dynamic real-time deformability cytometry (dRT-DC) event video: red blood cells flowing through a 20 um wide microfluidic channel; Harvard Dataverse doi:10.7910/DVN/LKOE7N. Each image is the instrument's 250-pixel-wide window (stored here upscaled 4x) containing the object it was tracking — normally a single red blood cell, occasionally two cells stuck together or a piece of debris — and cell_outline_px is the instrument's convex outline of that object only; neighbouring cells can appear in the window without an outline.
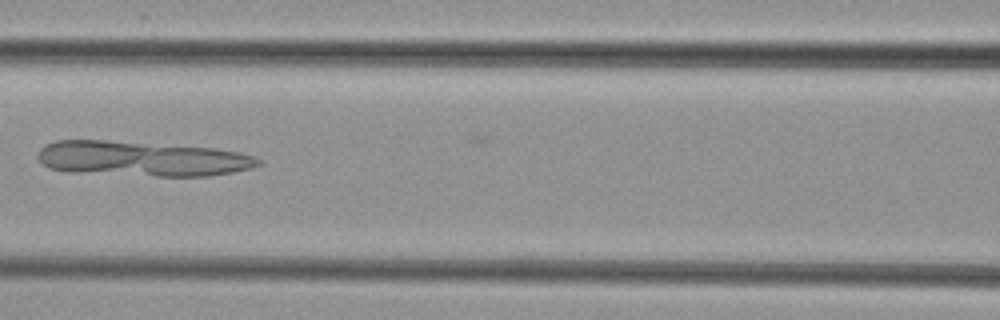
{"species": "common noctule bat (a hibernating species)", "species_latin": "Nyctalus noctula", "temperature_condition": "cold", "stored_images_in_passage": 8, "camera_frame_rate_fps": 3000, "um_per_image_px": 0.085, "animal": {"sex": "female", "body_mass_g": 29.2, "forearm_length_mm": 56.3}, "frame": {"image": 1, "passage_image": 7, "time_ms": 7.0, "image_size_px": [1000, 320], "cell_outline_px": [[264, 164], [252, 168], [232, 172], [208, 176], [156, 176], [72, 172], [48, 168], [36, 156], [40, 148], [44, 144], [56, 140], [108, 140], [216, 148], [240, 152], [256, 156], [264, 160]], "centroid_in_image_um": [12.11, 13.48], "position_along_channel_um": 154.5, "area_um2": 45.55}}